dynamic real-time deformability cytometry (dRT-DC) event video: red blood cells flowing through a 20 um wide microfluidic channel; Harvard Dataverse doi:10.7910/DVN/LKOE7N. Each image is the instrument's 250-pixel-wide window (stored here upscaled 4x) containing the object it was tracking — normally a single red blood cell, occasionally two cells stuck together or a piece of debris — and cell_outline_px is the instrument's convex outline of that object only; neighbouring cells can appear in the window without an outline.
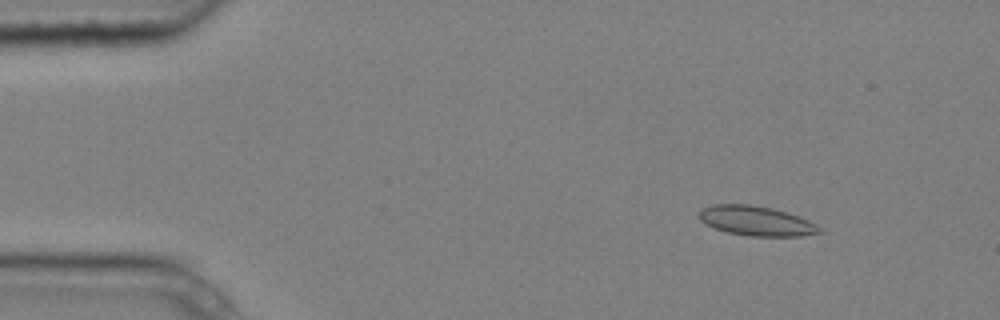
{"species": "common noctule bat (a hibernating species)", "species_latin": "Nyctalus noctula", "temperature_condition": "cold", "stored_images_in_passage": 5, "camera_frame_rate_fps": 3000, "um_per_image_px": 0.085, "animal": {"sex": "male", "body_mass_g": 20.4}, "frame": {"image": 1, "passage_image": 2, "time_ms": 0.333, "image_size_px": [1000, 320], "cell_outline_px": [[820, 232], [800, 236], [748, 236], [728, 232], [716, 228], [700, 220], [700, 212], [704, 208], [712, 204], [748, 204], [772, 208], [788, 212], [808, 220], [820, 228]], "centroid_in_image_um": [64.28, 18.77], "position_along_channel_um": 20.7, "area_um2": 20.46}}
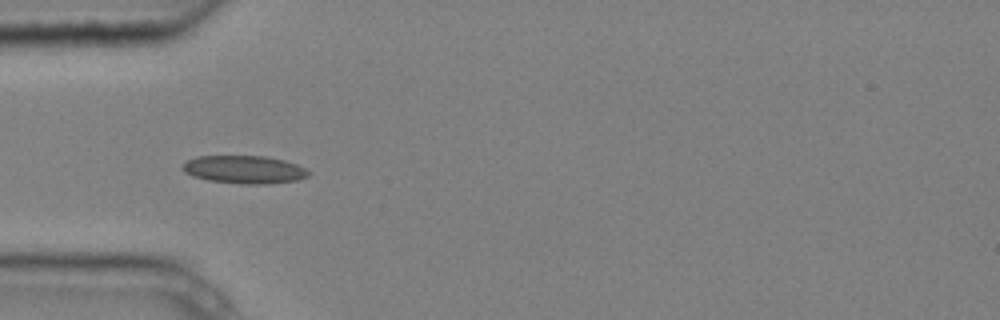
{"frame": {"image": 2, "passage_image": 5, "time_ms": 1.333, "image_size_px": [1000, 320], "cell_outline_px": [[312, 172], [308, 176], [296, 180], [268, 184], [240, 184], [208, 180], [192, 176], [184, 172], [180, 168], [188, 160], [196, 156], [264, 156], [284, 160], [296, 164]], "centroid_in_image_um": [20.75, 14.41], "position_along_channel_um": 64.2, "area_um2": 20.58}}